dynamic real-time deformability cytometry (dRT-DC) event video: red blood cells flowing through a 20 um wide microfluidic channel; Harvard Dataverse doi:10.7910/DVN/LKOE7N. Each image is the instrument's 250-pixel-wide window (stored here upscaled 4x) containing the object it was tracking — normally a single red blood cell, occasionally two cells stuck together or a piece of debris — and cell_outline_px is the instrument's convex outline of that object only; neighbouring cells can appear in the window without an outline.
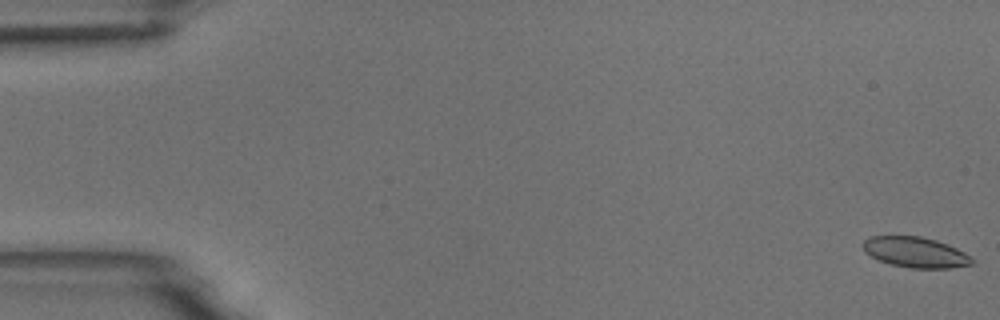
{"species": "common noctule bat (a hibernating species)", "species_latin": "Nyctalus noctula", "temperature_condition": "room temperature", "stored_images_in_passage": 6, "camera_frame_rate_fps": 3000, "um_per_image_px": 0.085, "animal": {"sex": "male", "body_mass_g": 18.8}, "frame": {"image": 1, "passage_image": 1, "time_ms": 0.0, "image_size_px": [1000, 320], "cell_outline_px": [[976, 260], [972, 264], [952, 268], [912, 268], [892, 264], [880, 260], [864, 252], [860, 244], [864, 240], [872, 236], [920, 236], [936, 240], [948, 244], [972, 256]], "centroid_in_image_um": [77.83, 21.44], "position_along_channel_um": 7.2, "area_um2": 19.48}}
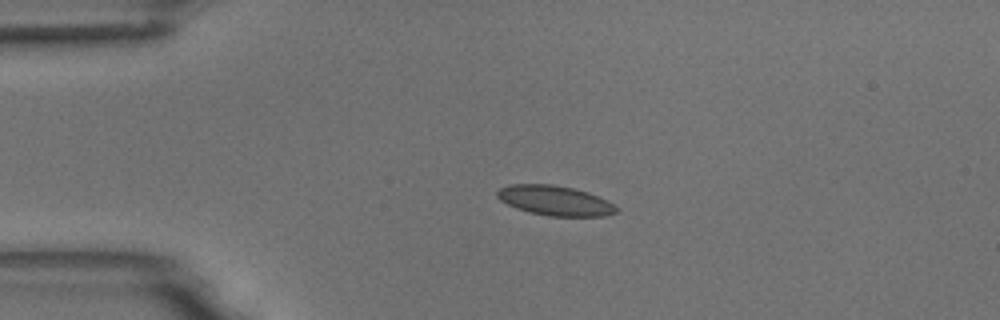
{"frame": {"image": 2, "passage_image": 4, "time_ms": 4.0, "image_size_px": [1000, 320], "cell_outline_px": [[620, 208], [616, 212], [604, 216], [548, 216], [528, 212], [516, 208], [500, 200], [496, 196], [496, 192], [500, 188], [508, 184], [552, 184], [572, 188], [588, 192], [608, 200]], "centroid_in_image_um": [47.18, 17.05], "position_along_channel_um": 37.8, "area_um2": 20.87}}